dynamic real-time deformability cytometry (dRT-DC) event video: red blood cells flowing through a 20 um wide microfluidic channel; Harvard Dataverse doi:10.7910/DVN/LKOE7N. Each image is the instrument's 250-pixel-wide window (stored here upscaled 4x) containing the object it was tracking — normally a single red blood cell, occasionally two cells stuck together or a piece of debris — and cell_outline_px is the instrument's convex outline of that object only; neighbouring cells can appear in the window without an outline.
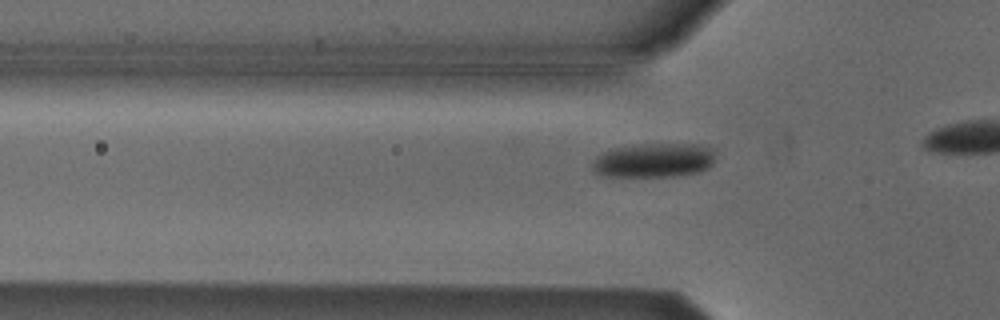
{"species": "Egyptian fruit bat (a non-hibernating species)", "species_latin": "Rousettus aegyptiacus", "temperature_condition": "cold", "stored_images_in_passage": 14, "camera_frame_rate_fps": 3000, "um_per_image_px": 0.085, "animal": {"sex": "male"}, "frame": {"image": 1, "passage_image": 8, "time_ms": 2.333, "image_size_px": [1000, 320], "cell_outline_px": [[716, 152], [712, 164], [708, 168], [700, 172], [676, 176], [600, 176], [592, 168], [592, 164], [596, 156], [604, 152], [616, 148], [640, 144], [700, 144], [712, 148]], "centroid_in_image_um": [55.62, 13.62], "position_along_channel_um": 70.2, "area_um2": 24.68}}
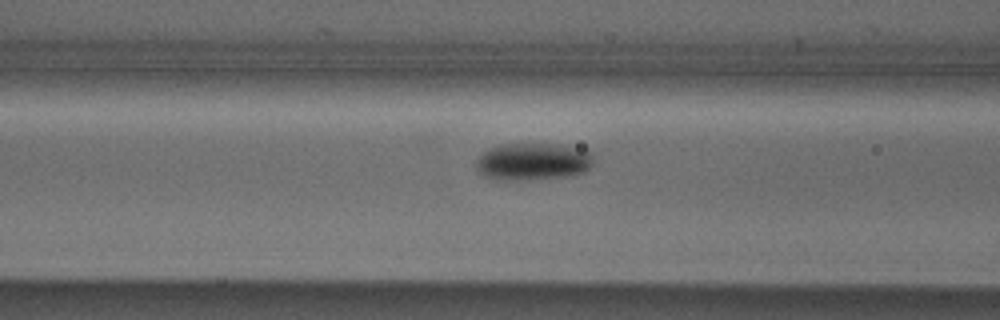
{"frame": {"image": 2, "passage_image": 12, "time_ms": 3.667, "image_size_px": [1000, 320], "cell_outline_px": [[592, 164], [584, 172], [572, 176], [516, 180], [496, 180], [484, 176], [476, 168], [476, 160], [484, 152], [500, 144], [560, 144], [592, 152]], "centroid_in_image_um": [45.29, 13.74], "position_along_channel_um": 121.3, "area_um2": 25.43}}